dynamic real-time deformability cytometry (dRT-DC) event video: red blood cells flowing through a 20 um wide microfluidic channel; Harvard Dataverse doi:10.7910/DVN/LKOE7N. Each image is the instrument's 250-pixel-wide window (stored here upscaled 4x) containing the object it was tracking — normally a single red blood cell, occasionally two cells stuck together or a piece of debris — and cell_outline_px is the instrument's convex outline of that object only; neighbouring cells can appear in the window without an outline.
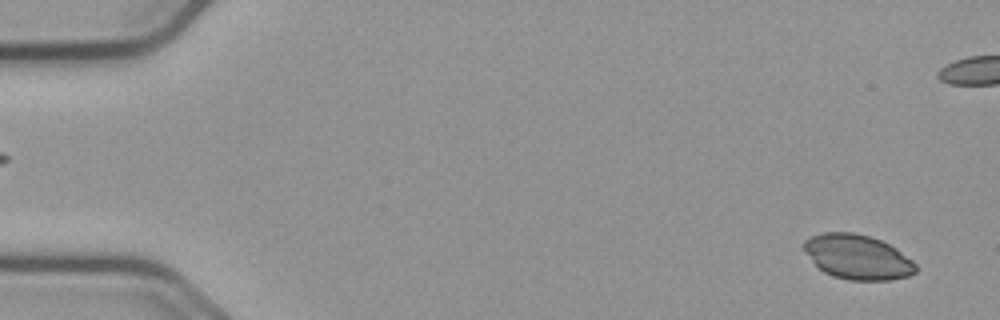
{"species": "common noctule bat (a hibernating species)", "species_latin": "Nyctalus noctula", "temperature_condition": "cold", "stored_images_in_passage": 57, "camera_frame_rate_fps": 3000, "um_per_image_px": 0.085, "animal": {"sex": "male", "body_mass_g": 23.1, "forearm_length_mm": 52.7}, "frame": {"image": 1, "passage_image": 3, "time_ms": 0.667, "image_size_px": [1000, 320], "cell_outline_px": [[916, 272], [908, 276], [888, 280], [848, 280], [832, 276], [824, 272], [812, 260], [804, 248], [804, 240], [812, 236], [824, 232], [852, 232], [868, 236], [880, 240], [896, 248], [912, 260], [916, 264]], "centroid_in_image_um": [72.91, 21.85], "position_along_channel_um": 12.1, "area_um2": 28.84}}
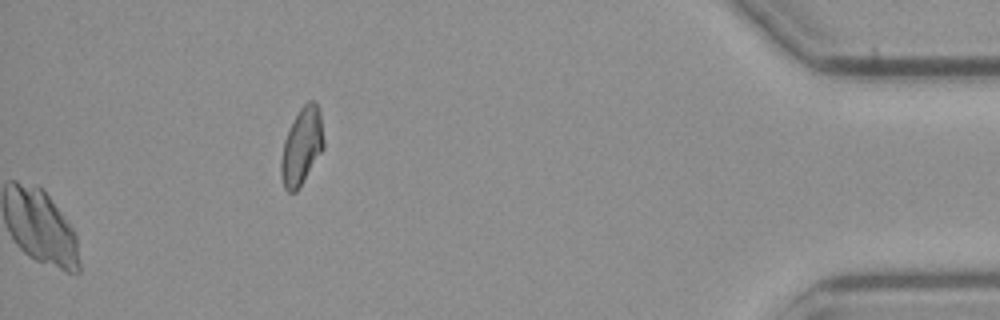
{"frame": {"image": 2, "passage_image": 57, "time_ms": 18.667, "image_size_px": [1000, 320], "cell_outline_px": [[324, 148], [296, 192], [288, 192], [284, 188], [280, 176], [280, 160], [284, 140], [300, 108], [308, 100], [316, 100], [320, 112], [324, 140]], "centroid_in_image_um": [25.64, 12.44], "position_along_channel_um": 409.6, "area_um2": 19.07}}